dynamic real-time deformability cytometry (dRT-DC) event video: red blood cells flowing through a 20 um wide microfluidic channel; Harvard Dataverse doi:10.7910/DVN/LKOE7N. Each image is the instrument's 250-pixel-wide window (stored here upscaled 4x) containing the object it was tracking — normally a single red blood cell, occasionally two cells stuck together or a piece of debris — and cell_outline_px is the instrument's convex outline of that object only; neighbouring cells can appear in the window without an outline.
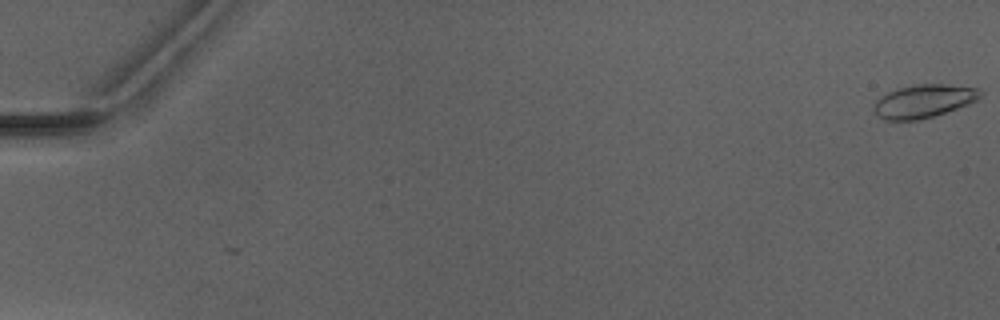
{"species": "Egyptian fruit bat (a non-hibernating species)", "species_latin": "Rousettus aegyptiacus", "temperature_condition": "warm", "stored_images_in_passage": 3, "camera_frame_rate_fps": 3000, "um_per_image_px": 0.085, "animal": {"sex": "male"}, "frame": {"image": 1, "passage_image": 1, "time_ms": 0.0, "image_size_px": [1000, 320], "cell_outline_px": [[984, 92], [976, 100], [968, 104], [920, 120], [884, 120], [876, 116], [872, 108], [872, 104], [880, 96], [896, 88], [912, 84], [944, 84], [980, 88]], "centroid_in_image_um": [78.45, 8.58], "position_along_channel_um": 6.5, "area_um2": 20.81}}